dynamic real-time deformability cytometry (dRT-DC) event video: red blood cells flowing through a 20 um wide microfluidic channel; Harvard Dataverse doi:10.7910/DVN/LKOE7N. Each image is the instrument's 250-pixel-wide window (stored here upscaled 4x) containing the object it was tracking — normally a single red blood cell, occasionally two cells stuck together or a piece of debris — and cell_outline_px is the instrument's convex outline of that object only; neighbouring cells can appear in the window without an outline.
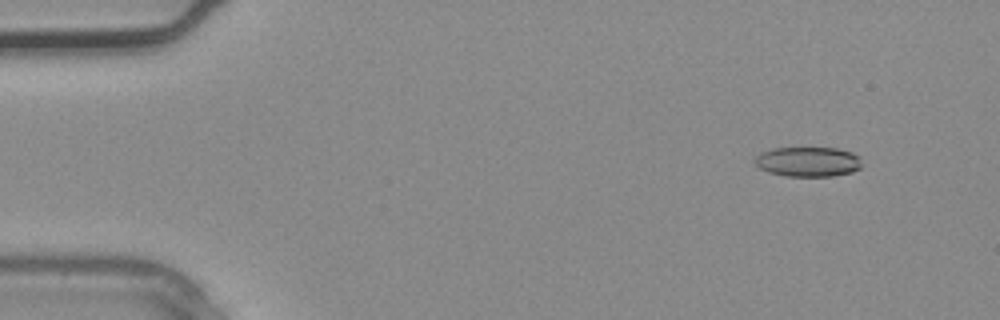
{"species": "common noctule bat (a hibernating species)", "species_latin": "Nyctalus noctula", "temperature_condition": "warm", "stored_images_in_passage": 4, "camera_frame_rate_fps": 3000, "um_per_image_px": 0.085, "animal": {"sex": "male", "body_mass_g": 20.4}, "frame": {"image": 1, "passage_image": 2, "time_ms": 0.333, "image_size_px": [1000, 320], "cell_outline_px": [[860, 168], [852, 172], [832, 176], [784, 176], [768, 172], [760, 168], [752, 160], [760, 152], [772, 148], [836, 148], [852, 152], [860, 156]], "centroid_in_image_um": [68.66, 13.74], "position_along_channel_um": 16.3, "area_um2": 18.73}}